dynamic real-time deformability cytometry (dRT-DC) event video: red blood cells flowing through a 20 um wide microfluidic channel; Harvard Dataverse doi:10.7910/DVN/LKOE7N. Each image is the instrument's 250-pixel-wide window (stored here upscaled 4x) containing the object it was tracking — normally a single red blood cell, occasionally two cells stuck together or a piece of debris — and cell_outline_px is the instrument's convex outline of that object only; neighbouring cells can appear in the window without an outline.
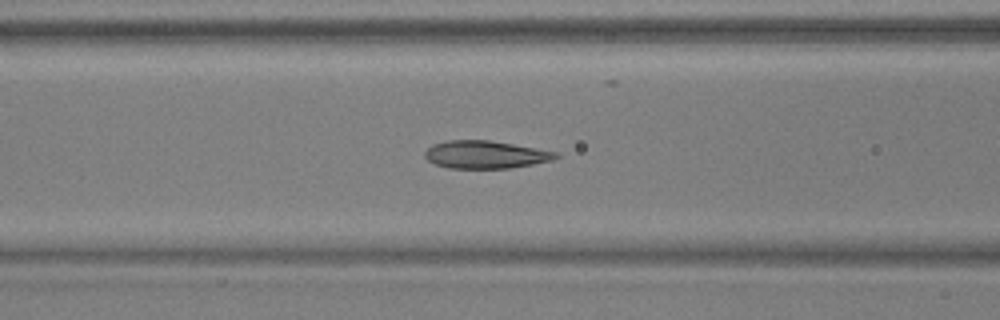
{"species": "common noctule bat (a hibernating species)", "species_latin": "Nyctalus noctula", "temperature_condition": "warm", "stored_images_in_passage": 54, "camera_frame_rate_fps": 3000, "um_per_image_px": 0.085, "animal": {"sex": "male", "body_mass_g": 17.9, "forearm_length_mm": 54.2}, "frame": {"image": 1, "passage_image": 22, "time_ms": 7.0, "image_size_px": [1000, 320], "cell_outline_px": [[560, 156], [552, 160], [532, 164], [508, 168], [448, 168], [436, 164], [428, 160], [424, 156], [424, 152], [432, 144], [448, 140], [488, 140], [512, 144], [556, 152]], "centroid_in_image_um": [41.22, 13.14], "position_along_channel_um": 125.4, "area_um2": 20.92}}
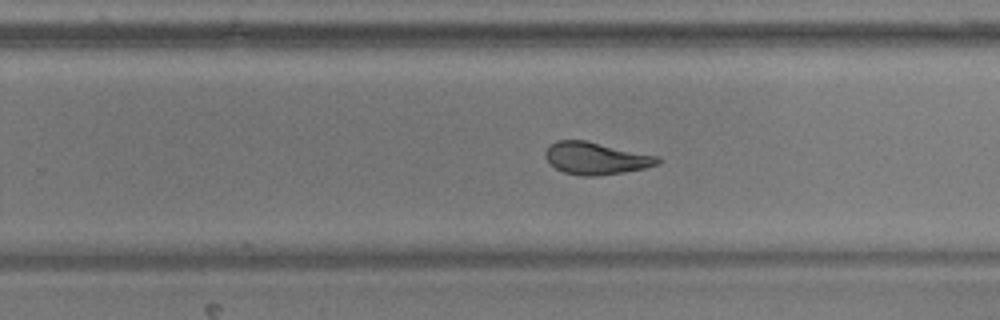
{"frame": {"image": 2, "passage_image": 34, "time_ms": 11.0, "image_size_px": [1000, 320], "cell_outline_px": [[660, 164], [644, 168], [624, 172], [596, 176], [584, 176], [564, 172], [556, 168], [544, 156], [544, 152], [556, 140], [584, 140], [660, 156]], "centroid_in_image_um": [50.68, 13.45], "position_along_channel_um": 279.1, "area_um2": 20.98}}
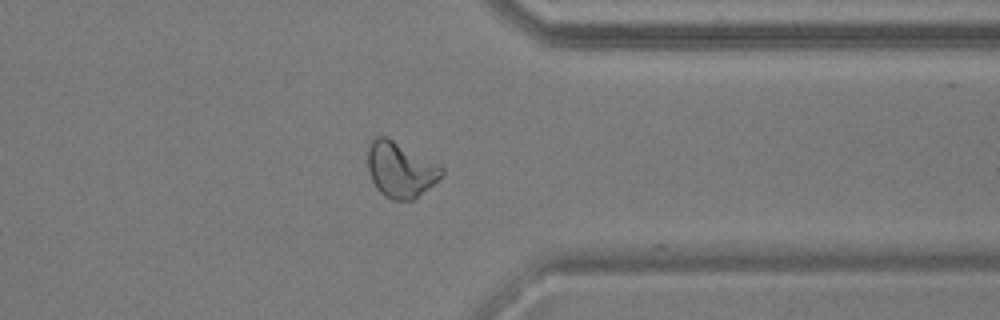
{"frame": {"image": 3, "passage_image": 42, "time_ms": 13.667, "image_size_px": [1000, 320], "cell_outline_px": [[444, 172], [432, 184], [412, 200], [392, 200], [384, 196], [376, 188], [368, 172], [368, 148], [372, 140], [376, 136], [388, 136], [444, 168]], "centroid_in_image_um": [33.99, 14.41], "position_along_channel_um": 377.4, "area_um2": 23.58}, "authors_computed_cell_mechanics": {"area_um2": 21.9351, "velocity_mm_per_s": 3.8555, "shape_relaxation_time_tau1_ms": 7.4187, "shape_relaxation_time_tau2_ms": 1.9525, "deformation_change_tau1": 0.1905, "deformation_change_tau2": 0.0655}}